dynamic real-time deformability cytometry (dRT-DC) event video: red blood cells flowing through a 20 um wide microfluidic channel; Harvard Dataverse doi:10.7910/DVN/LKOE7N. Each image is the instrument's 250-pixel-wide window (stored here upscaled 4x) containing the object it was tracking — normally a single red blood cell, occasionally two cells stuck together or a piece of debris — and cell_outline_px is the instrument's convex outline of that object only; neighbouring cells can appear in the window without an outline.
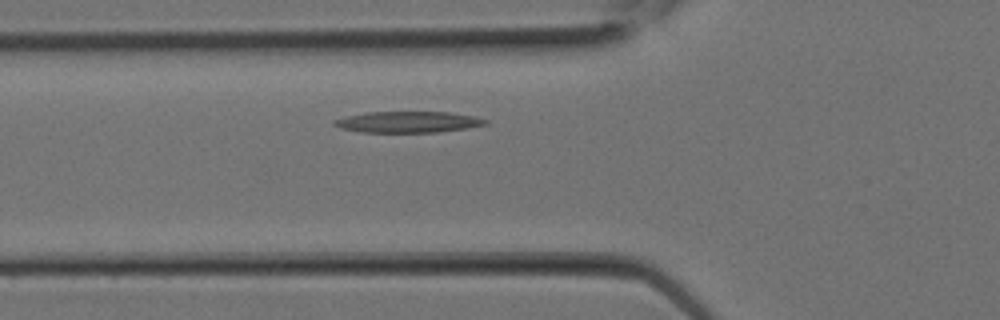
{"species": "Egyptian fruit bat (a non-hibernating species)", "species_latin": "Rousettus aegyptiacus", "temperature_condition": "room temperature", "stored_images_in_passage": 11, "camera_frame_rate_fps": 3000, "um_per_image_px": 0.085, "animal": {"sex": "female"}, "frame": {"image": 1, "passage_image": 3, "time_ms": 0.667, "image_size_px": [1000, 320], "cell_outline_px": [[488, 124], [468, 128], [436, 132], [360, 132], [340, 128], [332, 124], [332, 120], [364, 112], [452, 112], [476, 116], [488, 120]], "centroid_in_image_um": [34.7, 10.36], "position_along_channel_um": 91.1, "area_um2": 18.79}}
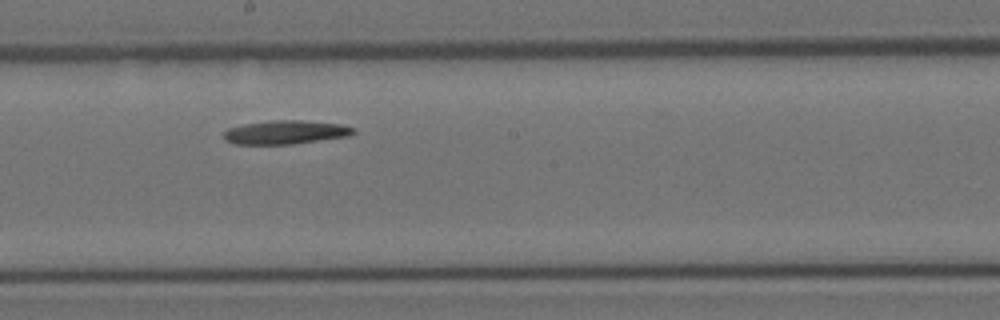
{"frame": {"image": 2, "passage_image": 8, "time_ms": 2.333, "image_size_px": [1000, 320], "cell_outline_px": [[356, 132], [348, 136], [292, 144], [236, 144], [224, 140], [224, 132], [228, 128], [244, 124], [272, 120], [300, 120], [340, 124], [356, 128]], "centroid_in_image_um": [24.27, 11.24], "position_along_channel_um": 223.9, "area_um2": 17.86}}
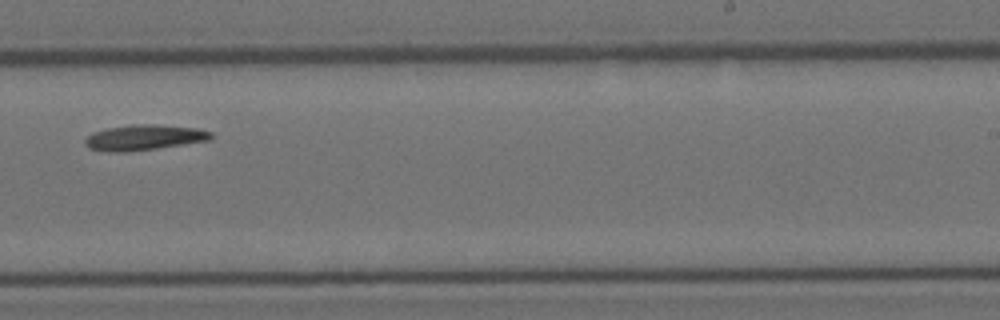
{"frame": {"image": 3, "passage_image": 10, "time_ms": 3.0, "image_size_px": [1000, 320], "cell_outline_px": [[212, 136], [208, 140], [156, 148], [124, 152], [108, 152], [88, 148], [84, 144], [84, 140], [92, 132], [108, 128], [132, 124], [152, 124], [196, 128], [212, 132]], "centroid_in_image_um": [12.18, 11.68], "position_along_channel_um": 276.8, "area_um2": 18.5}}